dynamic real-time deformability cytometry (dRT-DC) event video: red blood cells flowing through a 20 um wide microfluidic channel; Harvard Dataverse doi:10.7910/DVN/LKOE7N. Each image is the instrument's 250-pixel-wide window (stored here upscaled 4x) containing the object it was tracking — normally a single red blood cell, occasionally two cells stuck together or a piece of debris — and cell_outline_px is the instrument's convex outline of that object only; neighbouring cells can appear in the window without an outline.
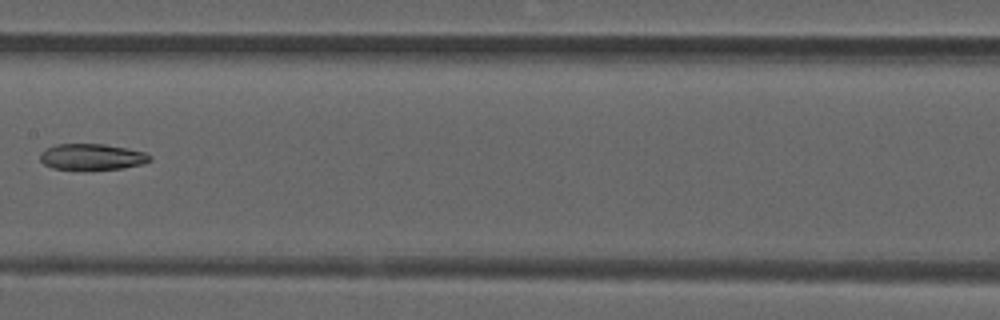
{"species": "common noctule bat (a hibernating species)", "species_latin": "Nyctalus noctula", "temperature_condition": "room temperature", "stored_images_in_passage": 5, "camera_frame_rate_fps": 3000, "um_per_image_px": 0.085, "animal": {"sex": "male", "forearm_length_mm": 52.5}, "frame": {"image": 1, "passage_image": 4, "time_ms": 1.0, "image_size_px": [1000, 320], "cell_outline_px": [[152, 160], [140, 164], [124, 168], [52, 168], [44, 164], [40, 160], [40, 152], [44, 148], [56, 144], [104, 144], [128, 148], [144, 152], [152, 156]], "centroid_in_image_um": [7.8, 13.3], "position_along_channel_um": 199.6, "area_um2": 16.42}}
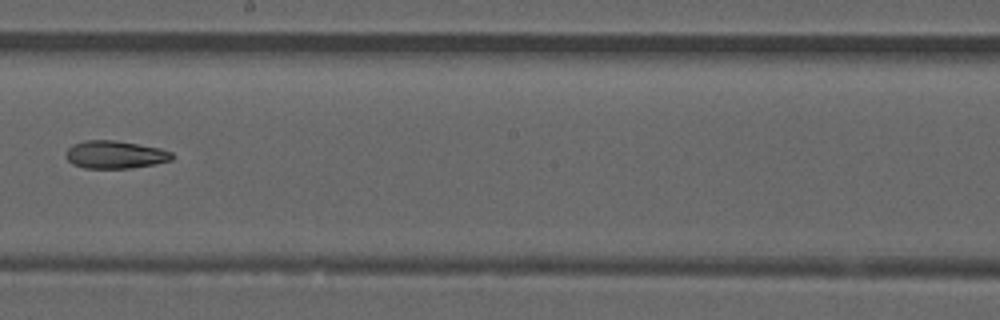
{"frame": {"image": 2, "passage_image": 5, "time_ms": 1.333, "image_size_px": [1000, 320], "cell_outline_px": [[172, 160], [156, 164], [132, 168], [84, 168], [72, 164], [68, 160], [68, 148], [72, 144], [88, 140], [116, 140], [160, 148], [172, 152]], "centroid_in_image_um": [9.81, 13.14], "position_along_channel_um": 238.4, "area_um2": 17.11}}